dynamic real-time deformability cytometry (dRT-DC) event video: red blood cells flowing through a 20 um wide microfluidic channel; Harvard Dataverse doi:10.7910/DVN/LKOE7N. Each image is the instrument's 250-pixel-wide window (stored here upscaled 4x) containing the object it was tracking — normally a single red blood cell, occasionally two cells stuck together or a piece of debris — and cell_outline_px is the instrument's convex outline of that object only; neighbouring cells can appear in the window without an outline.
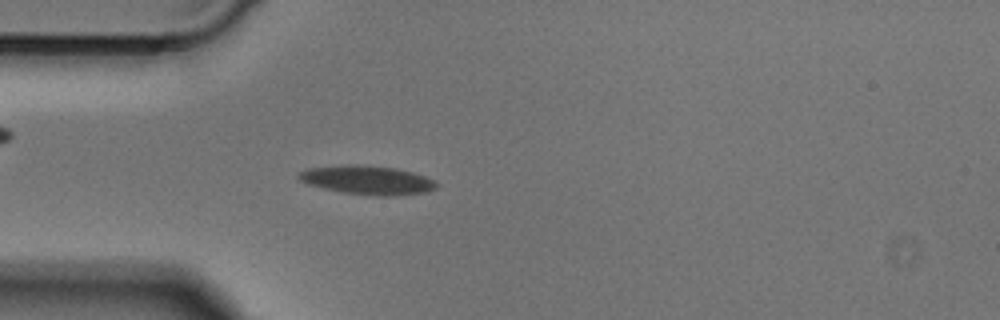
{"species": "Egyptian fruit bat (a non-hibernating species)", "species_latin": "Rousettus aegyptiacus", "temperature_condition": "cold", "stored_images_in_passage": 48, "camera_frame_rate_fps": 3000, "um_per_image_px": 0.085, "animal": {"sex": "male"}, "frame": {"image": 1, "passage_image": 12, "time_ms": 3.667, "image_size_px": [1000, 320], "cell_outline_px": [[440, 184], [436, 188], [428, 192], [388, 196], [380, 196], [344, 192], [324, 188], [308, 184], [300, 180], [296, 176], [300, 172], [308, 168], [344, 164], [360, 164], [396, 168], [412, 172], [436, 180]], "centroid_in_image_um": [31.26, 15.29], "position_along_channel_um": 53.7, "area_um2": 23.24}}
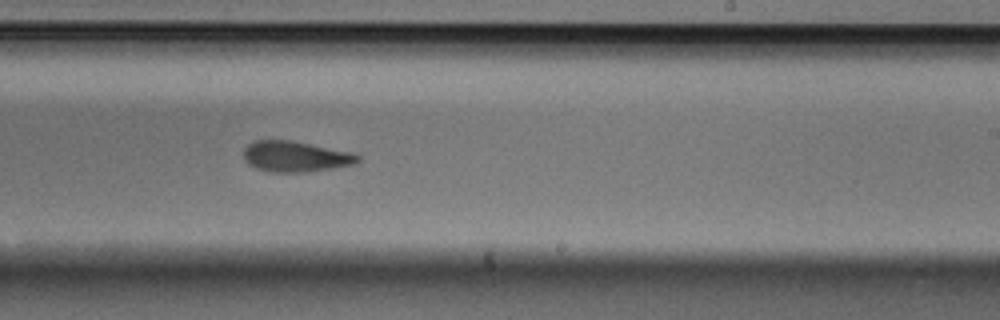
{"frame": {"image": 2, "passage_image": 28, "time_ms": 9.0, "image_size_px": [1000, 320], "cell_outline_px": [[360, 160], [352, 164], [332, 168], [304, 172], [268, 172], [256, 168], [248, 164], [244, 160], [244, 148], [248, 144], [256, 140], [292, 140], [352, 152], [360, 156]], "centroid_in_image_um": [25.09, 13.3], "position_along_channel_um": 263.9, "area_um2": 20.46}}
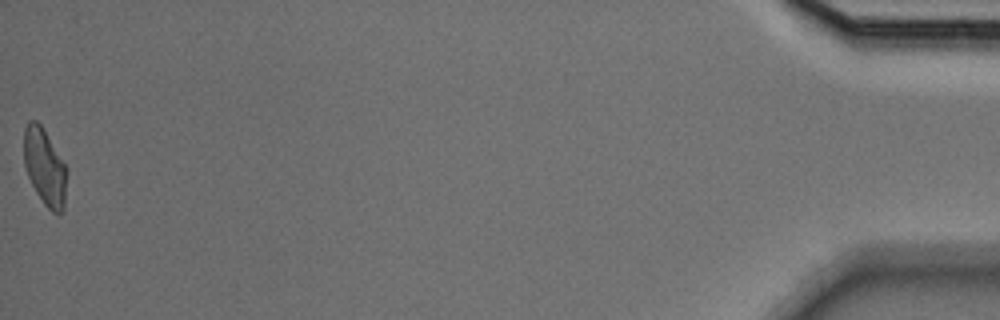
{"frame": {"image": 3, "passage_image": 48, "time_ms": 15.667, "image_size_px": [1000, 320], "cell_outline_px": [[68, 172], [64, 208], [60, 212], [52, 212], [44, 204], [36, 192], [28, 176], [24, 164], [24, 128], [28, 120], [36, 120], [40, 124], [64, 164]], "centroid_in_image_um": [3.8, 14.21], "position_along_channel_um": 431.4, "area_um2": 18.96}}